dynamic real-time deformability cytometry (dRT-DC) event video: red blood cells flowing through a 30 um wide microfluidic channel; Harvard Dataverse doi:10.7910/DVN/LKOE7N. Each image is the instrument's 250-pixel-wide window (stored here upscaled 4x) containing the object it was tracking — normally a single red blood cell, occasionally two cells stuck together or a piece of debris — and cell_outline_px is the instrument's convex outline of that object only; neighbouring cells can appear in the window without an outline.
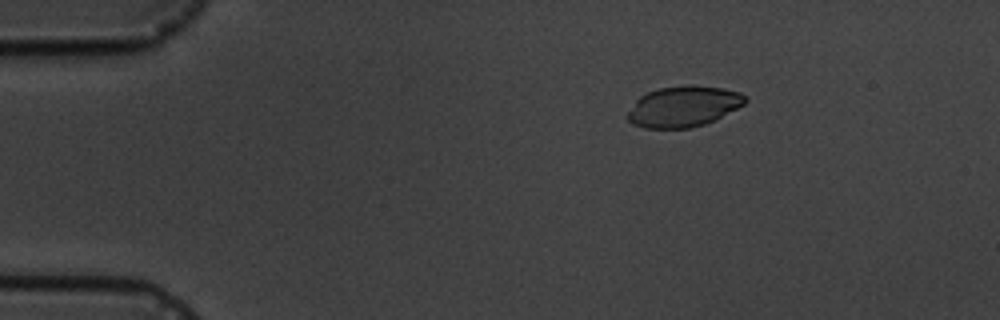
{"species": "common noctule bat (a hibernating species)", "species_latin": "Nyctalus noctula", "temperature_condition": "cold", "stored_images_in_passage": 5, "camera_frame_rate_fps": 3000, "um_per_image_px": 0.085, "animal": {"sex": "male", "body_mass_g": 19.5, "forearm_length_mm": 54.6}, "frame": {"image": 1, "passage_image": 3, "time_ms": 2.333, "image_size_px": [1000, 320], "cell_outline_px": [[748, 100], [744, 104], [716, 120], [692, 128], [644, 128], [632, 124], [628, 120], [628, 112], [636, 100], [640, 96], [648, 92], [660, 88], [724, 88], [740, 92]], "centroid_in_image_um": [58.09, 9.1], "position_along_channel_um": 26.9, "area_um2": 27.11}}